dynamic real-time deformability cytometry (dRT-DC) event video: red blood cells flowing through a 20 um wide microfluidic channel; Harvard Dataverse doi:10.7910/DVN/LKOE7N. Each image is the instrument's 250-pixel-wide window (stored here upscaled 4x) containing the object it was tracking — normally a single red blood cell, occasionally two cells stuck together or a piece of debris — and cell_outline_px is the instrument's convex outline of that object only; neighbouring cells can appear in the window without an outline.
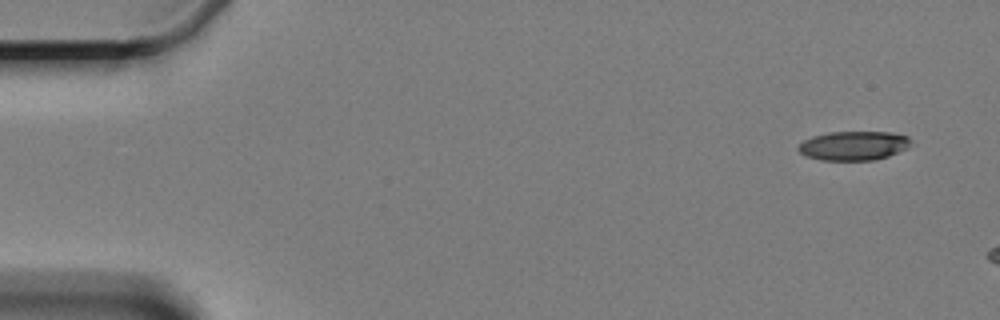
{"species": "Egyptian fruit bat (a non-hibernating species)", "species_latin": "Rousettus aegyptiacus", "temperature_condition": "cold", "stored_images_in_passage": 5, "segment_of_instrument_passage": [1, 2], "camera_frame_rate_fps": 3000, "um_per_image_px": 0.085, "animal": {"sex": "female"}, "frame": {"image": 1, "passage_image": 1, "time_ms": 0.0, "image_size_px": [1000, 320], "cell_outline_px": [[912, 140], [904, 148], [888, 156], [876, 160], [820, 160], [804, 156], [796, 148], [804, 140], [812, 136], [828, 132], [888, 132], [908, 136]], "centroid_in_image_um": [72.5, 12.38], "position_along_channel_um": 12.5, "area_um2": 19.02}}
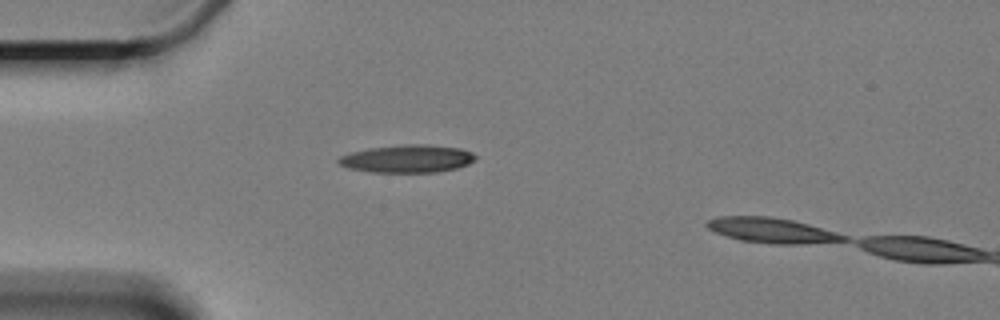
{"frame": {"image": 2, "passage_image": 4, "time_ms": 4.333, "image_size_px": [1000, 320], "cell_outline_px": [[476, 160], [468, 164], [456, 168], [436, 172], [372, 172], [348, 168], [340, 164], [336, 160], [340, 156], [352, 152], [368, 148], [404, 144], [424, 144], [460, 148], [472, 152], [476, 156]], "centroid_in_image_um": [34.63, 13.48], "position_along_channel_um": 50.4, "area_um2": 22.14}}